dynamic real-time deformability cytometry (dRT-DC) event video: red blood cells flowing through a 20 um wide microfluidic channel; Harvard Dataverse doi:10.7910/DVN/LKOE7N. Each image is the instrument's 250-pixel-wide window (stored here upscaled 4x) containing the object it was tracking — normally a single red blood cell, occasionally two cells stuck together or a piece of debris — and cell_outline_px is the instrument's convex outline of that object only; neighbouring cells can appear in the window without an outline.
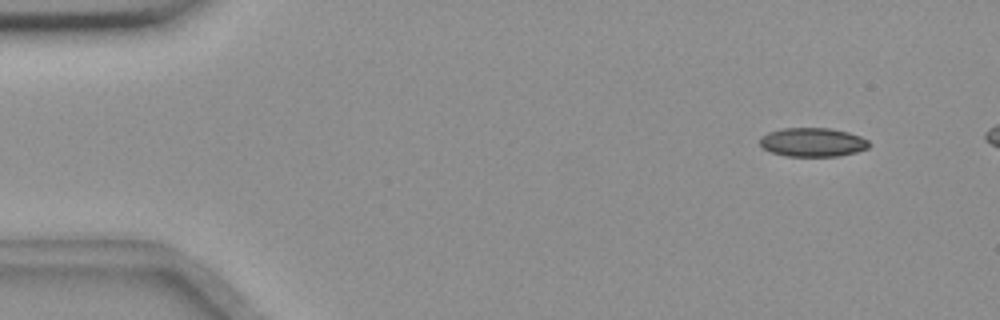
{"species": "common noctule bat (a hibernating species)", "species_latin": "Nyctalus noctula", "temperature_condition": "room temperature", "stored_images_in_passage": 5, "camera_frame_rate_fps": 3000, "um_per_image_px": 0.085, "animal": {"sex": "female", "body_mass_g": 18.4}, "frame": {"image": 1, "passage_image": 1, "time_ms": 0.0, "image_size_px": [1000, 320], "cell_outline_px": [[868, 148], [856, 152], [840, 156], [788, 156], [772, 152], [764, 148], [760, 144], [760, 136], [768, 132], [780, 128], [832, 128], [848, 132], [860, 136], [868, 140]], "centroid_in_image_um": [69.07, 12.08], "position_along_channel_um": 15.9, "area_um2": 18.38}}
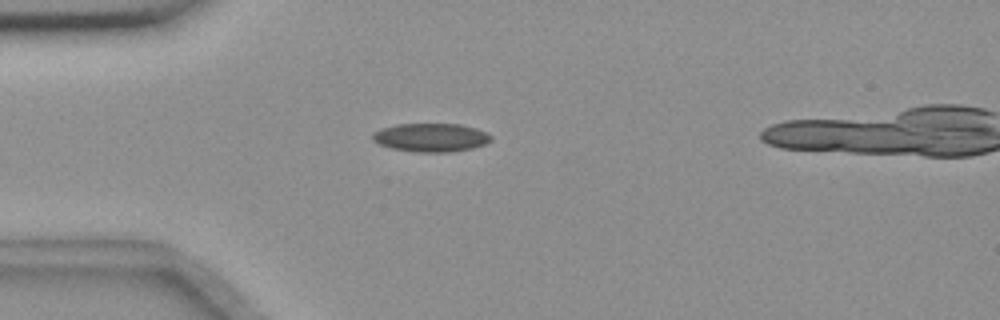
{"frame": {"image": 2, "passage_image": 4, "time_ms": 3.333, "image_size_px": [1000, 320], "cell_outline_px": [[492, 140], [484, 144], [472, 148], [448, 152], [416, 152], [392, 148], [380, 144], [372, 140], [372, 132], [380, 128], [396, 124], [460, 124], [476, 128], [488, 132], [492, 136]], "centroid_in_image_um": [36.63, 11.68], "position_along_channel_um": 48.4, "area_um2": 19.77}}